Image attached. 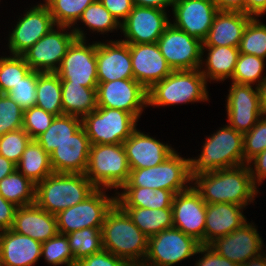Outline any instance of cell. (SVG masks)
Listing matches in <instances>:
<instances>
[{"instance_id":"cell-1","label":"cell","mask_w":266,"mask_h":266,"mask_svg":"<svg viewBox=\"0 0 266 266\" xmlns=\"http://www.w3.org/2000/svg\"><path fill=\"white\" fill-rule=\"evenodd\" d=\"M192 186L206 204L232 203L246 209L257 204L262 191L255 185L248 164L198 174L192 178Z\"/></svg>"},{"instance_id":"cell-2","label":"cell","mask_w":266,"mask_h":266,"mask_svg":"<svg viewBox=\"0 0 266 266\" xmlns=\"http://www.w3.org/2000/svg\"><path fill=\"white\" fill-rule=\"evenodd\" d=\"M103 250L141 266L148 251V237L133 223L125 210L115 203L101 228Z\"/></svg>"},{"instance_id":"cell-3","label":"cell","mask_w":266,"mask_h":266,"mask_svg":"<svg viewBox=\"0 0 266 266\" xmlns=\"http://www.w3.org/2000/svg\"><path fill=\"white\" fill-rule=\"evenodd\" d=\"M200 153L190 157L191 178L198 174L214 172L244 165L243 134L227 123L204 136Z\"/></svg>"},{"instance_id":"cell-4","label":"cell","mask_w":266,"mask_h":266,"mask_svg":"<svg viewBox=\"0 0 266 266\" xmlns=\"http://www.w3.org/2000/svg\"><path fill=\"white\" fill-rule=\"evenodd\" d=\"M208 83L200 69L173 70L149 90L148 108L210 103Z\"/></svg>"},{"instance_id":"cell-5","label":"cell","mask_w":266,"mask_h":266,"mask_svg":"<svg viewBox=\"0 0 266 266\" xmlns=\"http://www.w3.org/2000/svg\"><path fill=\"white\" fill-rule=\"evenodd\" d=\"M97 188L84 174L52 173L36 185L35 203L57 215L90 196Z\"/></svg>"},{"instance_id":"cell-6","label":"cell","mask_w":266,"mask_h":266,"mask_svg":"<svg viewBox=\"0 0 266 266\" xmlns=\"http://www.w3.org/2000/svg\"><path fill=\"white\" fill-rule=\"evenodd\" d=\"M130 167L123 144L90 146L84 175L97 189L118 192L128 181Z\"/></svg>"},{"instance_id":"cell-7","label":"cell","mask_w":266,"mask_h":266,"mask_svg":"<svg viewBox=\"0 0 266 266\" xmlns=\"http://www.w3.org/2000/svg\"><path fill=\"white\" fill-rule=\"evenodd\" d=\"M177 150L164 162L150 168L130 169L127 183L123 187H148L153 190L165 189L174 194L192 186L190 158Z\"/></svg>"},{"instance_id":"cell-8","label":"cell","mask_w":266,"mask_h":266,"mask_svg":"<svg viewBox=\"0 0 266 266\" xmlns=\"http://www.w3.org/2000/svg\"><path fill=\"white\" fill-rule=\"evenodd\" d=\"M82 127L90 144H122L138 127L139 121L130 113L98 107L83 116Z\"/></svg>"},{"instance_id":"cell-9","label":"cell","mask_w":266,"mask_h":266,"mask_svg":"<svg viewBox=\"0 0 266 266\" xmlns=\"http://www.w3.org/2000/svg\"><path fill=\"white\" fill-rule=\"evenodd\" d=\"M28 7L12 20V29L8 28L7 44L4 45L5 53L22 55L56 26L48 7L41 0Z\"/></svg>"},{"instance_id":"cell-10","label":"cell","mask_w":266,"mask_h":266,"mask_svg":"<svg viewBox=\"0 0 266 266\" xmlns=\"http://www.w3.org/2000/svg\"><path fill=\"white\" fill-rule=\"evenodd\" d=\"M108 192V189H96L84 201L59 212L58 233L66 235L83 228H102L108 211L116 203V192Z\"/></svg>"},{"instance_id":"cell-11","label":"cell","mask_w":266,"mask_h":266,"mask_svg":"<svg viewBox=\"0 0 266 266\" xmlns=\"http://www.w3.org/2000/svg\"><path fill=\"white\" fill-rule=\"evenodd\" d=\"M194 237L170 228L148 238V251L141 266H176L192 260L200 247Z\"/></svg>"},{"instance_id":"cell-12","label":"cell","mask_w":266,"mask_h":266,"mask_svg":"<svg viewBox=\"0 0 266 266\" xmlns=\"http://www.w3.org/2000/svg\"><path fill=\"white\" fill-rule=\"evenodd\" d=\"M75 39L68 47L64 58L55 72L61 83L80 84L97 88L96 40ZM90 41V42H89Z\"/></svg>"},{"instance_id":"cell-13","label":"cell","mask_w":266,"mask_h":266,"mask_svg":"<svg viewBox=\"0 0 266 266\" xmlns=\"http://www.w3.org/2000/svg\"><path fill=\"white\" fill-rule=\"evenodd\" d=\"M75 39L72 27L56 25L22 56L31 70L41 73L56 72Z\"/></svg>"},{"instance_id":"cell-14","label":"cell","mask_w":266,"mask_h":266,"mask_svg":"<svg viewBox=\"0 0 266 266\" xmlns=\"http://www.w3.org/2000/svg\"><path fill=\"white\" fill-rule=\"evenodd\" d=\"M170 17V11L134 6L121 23L118 39L127 44L156 43L171 24Z\"/></svg>"},{"instance_id":"cell-15","label":"cell","mask_w":266,"mask_h":266,"mask_svg":"<svg viewBox=\"0 0 266 266\" xmlns=\"http://www.w3.org/2000/svg\"><path fill=\"white\" fill-rule=\"evenodd\" d=\"M96 96L98 107L126 111L138 121L148 107L147 90L134 79L98 82Z\"/></svg>"},{"instance_id":"cell-16","label":"cell","mask_w":266,"mask_h":266,"mask_svg":"<svg viewBox=\"0 0 266 266\" xmlns=\"http://www.w3.org/2000/svg\"><path fill=\"white\" fill-rule=\"evenodd\" d=\"M258 226L247 220L228 235L218 237L209 246L220 256L241 266L266 251V244Z\"/></svg>"},{"instance_id":"cell-17","label":"cell","mask_w":266,"mask_h":266,"mask_svg":"<svg viewBox=\"0 0 266 266\" xmlns=\"http://www.w3.org/2000/svg\"><path fill=\"white\" fill-rule=\"evenodd\" d=\"M225 100L227 124L244 134L262 116L257 86L231 82Z\"/></svg>"},{"instance_id":"cell-18","label":"cell","mask_w":266,"mask_h":266,"mask_svg":"<svg viewBox=\"0 0 266 266\" xmlns=\"http://www.w3.org/2000/svg\"><path fill=\"white\" fill-rule=\"evenodd\" d=\"M156 43L172 70L200 69L201 40L170 24Z\"/></svg>"},{"instance_id":"cell-19","label":"cell","mask_w":266,"mask_h":266,"mask_svg":"<svg viewBox=\"0 0 266 266\" xmlns=\"http://www.w3.org/2000/svg\"><path fill=\"white\" fill-rule=\"evenodd\" d=\"M170 12L174 27L203 42L219 10L213 0H173Z\"/></svg>"},{"instance_id":"cell-20","label":"cell","mask_w":266,"mask_h":266,"mask_svg":"<svg viewBox=\"0 0 266 266\" xmlns=\"http://www.w3.org/2000/svg\"><path fill=\"white\" fill-rule=\"evenodd\" d=\"M98 82L134 79L129 44L115 39L96 40Z\"/></svg>"},{"instance_id":"cell-21","label":"cell","mask_w":266,"mask_h":266,"mask_svg":"<svg viewBox=\"0 0 266 266\" xmlns=\"http://www.w3.org/2000/svg\"><path fill=\"white\" fill-rule=\"evenodd\" d=\"M206 206V202L193 186L175 194L172 203L173 228L194 237L204 245Z\"/></svg>"},{"instance_id":"cell-22","label":"cell","mask_w":266,"mask_h":266,"mask_svg":"<svg viewBox=\"0 0 266 266\" xmlns=\"http://www.w3.org/2000/svg\"><path fill=\"white\" fill-rule=\"evenodd\" d=\"M122 144L130 169L150 168L161 164L177 150L169 141L164 143L138 127Z\"/></svg>"},{"instance_id":"cell-23","label":"cell","mask_w":266,"mask_h":266,"mask_svg":"<svg viewBox=\"0 0 266 266\" xmlns=\"http://www.w3.org/2000/svg\"><path fill=\"white\" fill-rule=\"evenodd\" d=\"M134 80L149 90L173 70L157 43L129 44Z\"/></svg>"},{"instance_id":"cell-24","label":"cell","mask_w":266,"mask_h":266,"mask_svg":"<svg viewBox=\"0 0 266 266\" xmlns=\"http://www.w3.org/2000/svg\"><path fill=\"white\" fill-rule=\"evenodd\" d=\"M90 141L81 127L69 140L60 144L50 154L54 173L84 174L90 153Z\"/></svg>"},{"instance_id":"cell-25","label":"cell","mask_w":266,"mask_h":266,"mask_svg":"<svg viewBox=\"0 0 266 266\" xmlns=\"http://www.w3.org/2000/svg\"><path fill=\"white\" fill-rule=\"evenodd\" d=\"M42 243L12 229L0 236V258L3 266H35L41 261Z\"/></svg>"},{"instance_id":"cell-26","label":"cell","mask_w":266,"mask_h":266,"mask_svg":"<svg viewBox=\"0 0 266 266\" xmlns=\"http://www.w3.org/2000/svg\"><path fill=\"white\" fill-rule=\"evenodd\" d=\"M12 230L45 242L58 234L56 215L48 213L36 203L18 207Z\"/></svg>"},{"instance_id":"cell-27","label":"cell","mask_w":266,"mask_h":266,"mask_svg":"<svg viewBox=\"0 0 266 266\" xmlns=\"http://www.w3.org/2000/svg\"><path fill=\"white\" fill-rule=\"evenodd\" d=\"M244 206L232 203L207 204L205 217L204 245L216 238L230 234L248 218Z\"/></svg>"},{"instance_id":"cell-28","label":"cell","mask_w":266,"mask_h":266,"mask_svg":"<svg viewBox=\"0 0 266 266\" xmlns=\"http://www.w3.org/2000/svg\"><path fill=\"white\" fill-rule=\"evenodd\" d=\"M238 56V47L202 46L200 71L207 83L219 84L229 80L233 75Z\"/></svg>"},{"instance_id":"cell-29","label":"cell","mask_w":266,"mask_h":266,"mask_svg":"<svg viewBox=\"0 0 266 266\" xmlns=\"http://www.w3.org/2000/svg\"><path fill=\"white\" fill-rule=\"evenodd\" d=\"M251 18L243 12L219 11L202 46L239 47L244 28Z\"/></svg>"},{"instance_id":"cell-30","label":"cell","mask_w":266,"mask_h":266,"mask_svg":"<svg viewBox=\"0 0 266 266\" xmlns=\"http://www.w3.org/2000/svg\"><path fill=\"white\" fill-rule=\"evenodd\" d=\"M72 30L75 33L76 39L92 40V38L88 37H92L94 34L98 37L100 36L101 39V35L103 38H106L107 36L109 37L110 33L117 34L121 32V24L99 0H95L83 11L82 16L72 27Z\"/></svg>"},{"instance_id":"cell-31","label":"cell","mask_w":266,"mask_h":266,"mask_svg":"<svg viewBox=\"0 0 266 266\" xmlns=\"http://www.w3.org/2000/svg\"><path fill=\"white\" fill-rule=\"evenodd\" d=\"M174 196L175 194L172 191L165 189L122 187L116 193V203L121 207L172 208Z\"/></svg>"},{"instance_id":"cell-32","label":"cell","mask_w":266,"mask_h":266,"mask_svg":"<svg viewBox=\"0 0 266 266\" xmlns=\"http://www.w3.org/2000/svg\"><path fill=\"white\" fill-rule=\"evenodd\" d=\"M16 169L35 185L53 173L50 155L36 140L26 146Z\"/></svg>"},{"instance_id":"cell-33","label":"cell","mask_w":266,"mask_h":266,"mask_svg":"<svg viewBox=\"0 0 266 266\" xmlns=\"http://www.w3.org/2000/svg\"><path fill=\"white\" fill-rule=\"evenodd\" d=\"M63 114L83 116L97 108V88H88L80 84L61 83Z\"/></svg>"},{"instance_id":"cell-34","label":"cell","mask_w":266,"mask_h":266,"mask_svg":"<svg viewBox=\"0 0 266 266\" xmlns=\"http://www.w3.org/2000/svg\"><path fill=\"white\" fill-rule=\"evenodd\" d=\"M133 223L149 238L163 230L173 228L172 208L149 209L122 207Z\"/></svg>"},{"instance_id":"cell-35","label":"cell","mask_w":266,"mask_h":266,"mask_svg":"<svg viewBox=\"0 0 266 266\" xmlns=\"http://www.w3.org/2000/svg\"><path fill=\"white\" fill-rule=\"evenodd\" d=\"M81 127L80 117L62 114L56 116L50 127L35 140L50 155L55 148L69 140Z\"/></svg>"},{"instance_id":"cell-36","label":"cell","mask_w":266,"mask_h":266,"mask_svg":"<svg viewBox=\"0 0 266 266\" xmlns=\"http://www.w3.org/2000/svg\"><path fill=\"white\" fill-rule=\"evenodd\" d=\"M60 77L55 72L38 75L35 106L55 116L63 114Z\"/></svg>"},{"instance_id":"cell-37","label":"cell","mask_w":266,"mask_h":266,"mask_svg":"<svg viewBox=\"0 0 266 266\" xmlns=\"http://www.w3.org/2000/svg\"><path fill=\"white\" fill-rule=\"evenodd\" d=\"M36 185L17 169L0 181V195L17 207L35 203Z\"/></svg>"},{"instance_id":"cell-38","label":"cell","mask_w":266,"mask_h":266,"mask_svg":"<svg viewBox=\"0 0 266 266\" xmlns=\"http://www.w3.org/2000/svg\"><path fill=\"white\" fill-rule=\"evenodd\" d=\"M266 59L239 53L230 82L259 86L266 78Z\"/></svg>"},{"instance_id":"cell-39","label":"cell","mask_w":266,"mask_h":266,"mask_svg":"<svg viewBox=\"0 0 266 266\" xmlns=\"http://www.w3.org/2000/svg\"><path fill=\"white\" fill-rule=\"evenodd\" d=\"M95 0H42L48 7L55 25L73 27L83 11Z\"/></svg>"},{"instance_id":"cell-40","label":"cell","mask_w":266,"mask_h":266,"mask_svg":"<svg viewBox=\"0 0 266 266\" xmlns=\"http://www.w3.org/2000/svg\"><path fill=\"white\" fill-rule=\"evenodd\" d=\"M66 236L75 261L103 250L101 228H83Z\"/></svg>"},{"instance_id":"cell-41","label":"cell","mask_w":266,"mask_h":266,"mask_svg":"<svg viewBox=\"0 0 266 266\" xmlns=\"http://www.w3.org/2000/svg\"><path fill=\"white\" fill-rule=\"evenodd\" d=\"M262 19V20H261ZM239 53L266 59V23L263 17H252L244 28Z\"/></svg>"},{"instance_id":"cell-42","label":"cell","mask_w":266,"mask_h":266,"mask_svg":"<svg viewBox=\"0 0 266 266\" xmlns=\"http://www.w3.org/2000/svg\"><path fill=\"white\" fill-rule=\"evenodd\" d=\"M1 53L0 94H7L31 69L22 55H8L3 51Z\"/></svg>"},{"instance_id":"cell-43","label":"cell","mask_w":266,"mask_h":266,"mask_svg":"<svg viewBox=\"0 0 266 266\" xmlns=\"http://www.w3.org/2000/svg\"><path fill=\"white\" fill-rule=\"evenodd\" d=\"M42 259L48 266H74L76 262L67 236L59 233L51 239L42 242Z\"/></svg>"},{"instance_id":"cell-44","label":"cell","mask_w":266,"mask_h":266,"mask_svg":"<svg viewBox=\"0 0 266 266\" xmlns=\"http://www.w3.org/2000/svg\"><path fill=\"white\" fill-rule=\"evenodd\" d=\"M40 73L31 70L7 93L24 111L36 104V88Z\"/></svg>"},{"instance_id":"cell-45","label":"cell","mask_w":266,"mask_h":266,"mask_svg":"<svg viewBox=\"0 0 266 266\" xmlns=\"http://www.w3.org/2000/svg\"><path fill=\"white\" fill-rule=\"evenodd\" d=\"M24 110L7 94H0V137L23 127Z\"/></svg>"},{"instance_id":"cell-46","label":"cell","mask_w":266,"mask_h":266,"mask_svg":"<svg viewBox=\"0 0 266 266\" xmlns=\"http://www.w3.org/2000/svg\"><path fill=\"white\" fill-rule=\"evenodd\" d=\"M31 140L23 128L7 132L0 137V155L17 165Z\"/></svg>"},{"instance_id":"cell-47","label":"cell","mask_w":266,"mask_h":266,"mask_svg":"<svg viewBox=\"0 0 266 266\" xmlns=\"http://www.w3.org/2000/svg\"><path fill=\"white\" fill-rule=\"evenodd\" d=\"M266 149V116H261L249 132L243 134L244 164Z\"/></svg>"},{"instance_id":"cell-48","label":"cell","mask_w":266,"mask_h":266,"mask_svg":"<svg viewBox=\"0 0 266 266\" xmlns=\"http://www.w3.org/2000/svg\"><path fill=\"white\" fill-rule=\"evenodd\" d=\"M55 117V115L46 112L42 108L32 106L24 111L22 128L32 140H35L50 127Z\"/></svg>"},{"instance_id":"cell-49","label":"cell","mask_w":266,"mask_h":266,"mask_svg":"<svg viewBox=\"0 0 266 266\" xmlns=\"http://www.w3.org/2000/svg\"><path fill=\"white\" fill-rule=\"evenodd\" d=\"M74 266H133L129 261L117 257L109 251L91 254L75 262Z\"/></svg>"},{"instance_id":"cell-50","label":"cell","mask_w":266,"mask_h":266,"mask_svg":"<svg viewBox=\"0 0 266 266\" xmlns=\"http://www.w3.org/2000/svg\"><path fill=\"white\" fill-rule=\"evenodd\" d=\"M194 258V266H239L238 264L220 256L209 245H200Z\"/></svg>"},{"instance_id":"cell-51","label":"cell","mask_w":266,"mask_h":266,"mask_svg":"<svg viewBox=\"0 0 266 266\" xmlns=\"http://www.w3.org/2000/svg\"><path fill=\"white\" fill-rule=\"evenodd\" d=\"M103 6L121 24L132 11L134 5L132 0H99Z\"/></svg>"},{"instance_id":"cell-52","label":"cell","mask_w":266,"mask_h":266,"mask_svg":"<svg viewBox=\"0 0 266 266\" xmlns=\"http://www.w3.org/2000/svg\"><path fill=\"white\" fill-rule=\"evenodd\" d=\"M247 164L255 185L261 188L266 180V149L252 158Z\"/></svg>"},{"instance_id":"cell-53","label":"cell","mask_w":266,"mask_h":266,"mask_svg":"<svg viewBox=\"0 0 266 266\" xmlns=\"http://www.w3.org/2000/svg\"><path fill=\"white\" fill-rule=\"evenodd\" d=\"M17 206L0 195V229H12Z\"/></svg>"},{"instance_id":"cell-54","label":"cell","mask_w":266,"mask_h":266,"mask_svg":"<svg viewBox=\"0 0 266 266\" xmlns=\"http://www.w3.org/2000/svg\"><path fill=\"white\" fill-rule=\"evenodd\" d=\"M245 14L263 17L266 15V0H245Z\"/></svg>"},{"instance_id":"cell-55","label":"cell","mask_w":266,"mask_h":266,"mask_svg":"<svg viewBox=\"0 0 266 266\" xmlns=\"http://www.w3.org/2000/svg\"><path fill=\"white\" fill-rule=\"evenodd\" d=\"M219 11L245 13V0H213Z\"/></svg>"},{"instance_id":"cell-56","label":"cell","mask_w":266,"mask_h":266,"mask_svg":"<svg viewBox=\"0 0 266 266\" xmlns=\"http://www.w3.org/2000/svg\"><path fill=\"white\" fill-rule=\"evenodd\" d=\"M132 2L134 6L152 7L166 11H170L173 4V0H132Z\"/></svg>"},{"instance_id":"cell-57","label":"cell","mask_w":266,"mask_h":266,"mask_svg":"<svg viewBox=\"0 0 266 266\" xmlns=\"http://www.w3.org/2000/svg\"><path fill=\"white\" fill-rule=\"evenodd\" d=\"M16 170V164L0 155V181Z\"/></svg>"},{"instance_id":"cell-58","label":"cell","mask_w":266,"mask_h":266,"mask_svg":"<svg viewBox=\"0 0 266 266\" xmlns=\"http://www.w3.org/2000/svg\"><path fill=\"white\" fill-rule=\"evenodd\" d=\"M260 109L263 116H266V78L258 86Z\"/></svg>"},{"instance_id":"cell-59","label":"cell","mask_w":266,"mask_h":266,"mask_svg":"<svg viewBox=\"0 0 266 266\" xmlns=\"http://www.w3.org/2000/svg\"><path fill=\"white\" fill-rule=\"evenodd\" d=\"M241 266H266V251L243 263Z\"/></svg>"}]
</instances>
